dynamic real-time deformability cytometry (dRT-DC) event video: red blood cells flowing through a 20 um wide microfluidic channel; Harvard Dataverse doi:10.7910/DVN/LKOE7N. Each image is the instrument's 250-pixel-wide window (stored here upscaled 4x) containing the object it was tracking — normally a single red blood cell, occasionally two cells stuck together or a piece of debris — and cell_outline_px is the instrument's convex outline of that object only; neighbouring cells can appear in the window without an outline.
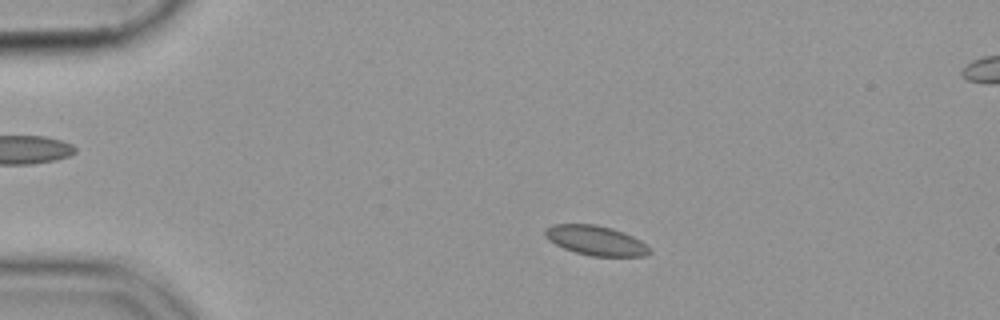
{"species": "common noctule bat (a hibernating species)", "species_latin": "Nyctalus noctula", "temperature_condition": "cold", "stored_images_in_passage": 53, "camera_frame_rate_fps": 3000, "um_per_image_px": 0.085, "animal": {"sex": "female", "body_mass_g": 19.9}, "frame": {"image": 1, "passage_image": 9, "time_ms": 2.667, "image_size_px": [1000, 320], "cell_outline_px": [[652, 252], [644, 256], [592, 256], [576, 252], [564, 248], [548, 240], [544, 232], [544, 228], [552, 224], [596, 224], [612, 228], [624, 232], [640, 240]], "centroid_in_image_um": [50.62, 20.43], "position_along_channel_um": 34.4, "area_um2": 17.98}}
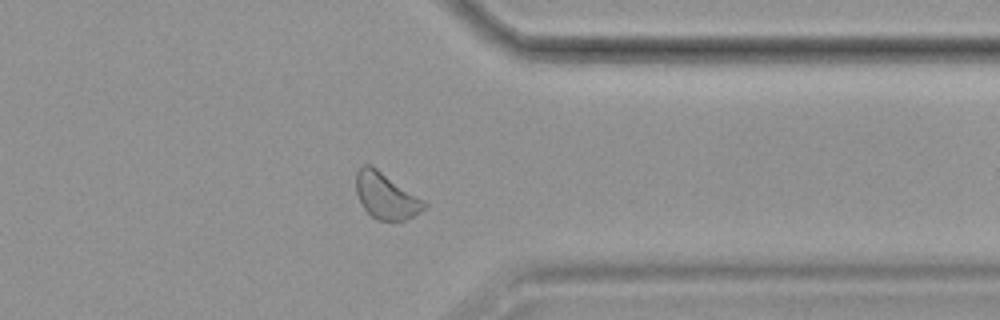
{"frame": {"image": 2, "passage_image": 42, "time_ms": 13.667, "image_size_px": [1000, 320], "cell_outline_px": [[428, 204], [420, 212], [404, 220], [376, 220], [360, 204], [356, 192], [356, 172], [364, 164], [368, 164], [376, 168], [424, 200]], "centroid_in_image_um": [32.78, 16.65], "position_along_channel_um": 378.6, "area_um2": 18.03}}
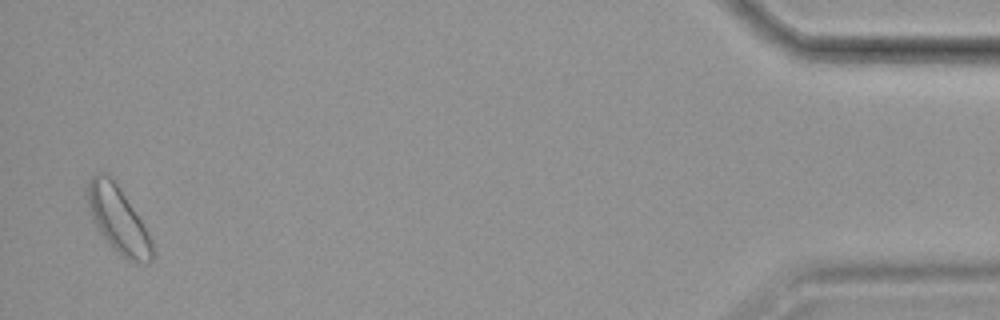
{"frame": {"image": 3, "passage_image": 52, "time_ms": 17.0, "image_size_px": [1000, 320], "cell_outline_px": [[152, 260], [148, 264], [128, 260], [120, 256], [112, 248], [96, 228], [92, 220], [88, 204], [88, 184], [92, 176], [96, 172], [104, 172], [116, 184], [148, 232], [152, 240]], "centroid_in_image_um": [10.03, 18.72], "position_along_channel_um": 425.2, "area_um2": 24.51}}